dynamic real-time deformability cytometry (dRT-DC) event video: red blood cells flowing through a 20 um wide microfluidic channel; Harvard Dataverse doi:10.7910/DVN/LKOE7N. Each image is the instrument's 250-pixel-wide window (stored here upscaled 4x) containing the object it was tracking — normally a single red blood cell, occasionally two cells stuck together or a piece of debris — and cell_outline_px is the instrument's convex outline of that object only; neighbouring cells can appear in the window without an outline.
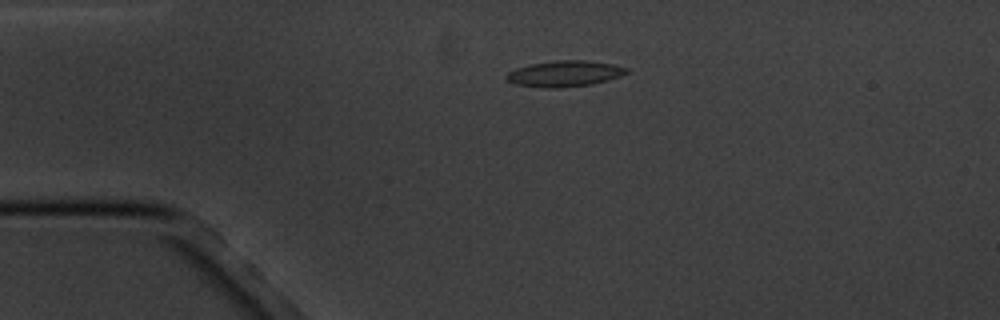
{"species": "common noctule bat (a hibernating species)", "species_latin": "Nyctalus noctula", "temperature_condition": "cold", "stored_images_in_passage": 4, "camera_frame_rate_fps": 3000, "um_per_image_px": 0.085, "animal": {"sex": "male", "body_mass_g": 20.1, "forearm_length_mm": 53.5}, "frame": {"image": 1, "passage_image": 3, "time_ms": 3.333, "image_size_px": [1000, 320], "cell_outline_px": [[628, 72], [620, 76], [608, 80], [592, 84], [560, 88], [544, 88], [516, 84], [508, 80], [504, 76], [508, 72], [516, 68], [528, 64], [556, 60], [584, 60], [616, 64], [628, 68]], "centroid_in_image_um": [48.0, 6.25], "position_along_channel_um": 37.0, "area_um2": 18.32}}